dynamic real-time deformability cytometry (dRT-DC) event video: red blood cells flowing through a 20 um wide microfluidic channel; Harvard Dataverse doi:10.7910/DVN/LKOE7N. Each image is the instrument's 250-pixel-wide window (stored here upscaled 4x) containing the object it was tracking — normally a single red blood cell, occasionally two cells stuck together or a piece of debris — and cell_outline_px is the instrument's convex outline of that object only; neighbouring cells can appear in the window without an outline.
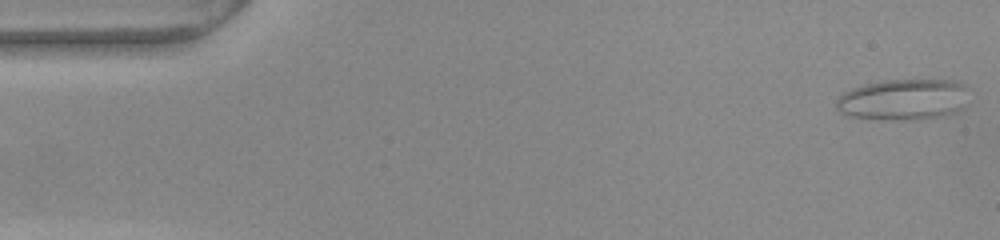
{"species": "common noctule bat (a hibernating species)", "species_latin": "Nyctalus noctula", "temperature_condition": "warm", "stored_images_in_passage": 46, "camera_frame_rate_fps": 3000, "um_per_image_px": 0.085, "animal": {"sex": "female", "body_mass_g": 22.0, "forearm_length_mm": 56.7}, "frame": {"image": 1, "passage_image": 1, "time_ms": 0.0, "image_size_px": [1000, 240], "cell_outline_px": [[968, 88], [964, 108], [956, 112], [944, 116], [912, 120], [884, 120], [848, 116], [840, 112], [836, 108], [836, 100], [844, 92], [852, 88], [864, 84], [884, 80], [960, 80]], "centroid_in_image_um": [76.81, 8.46], "position_along_channel_um": 8.2, "area_um2": 32.25}}
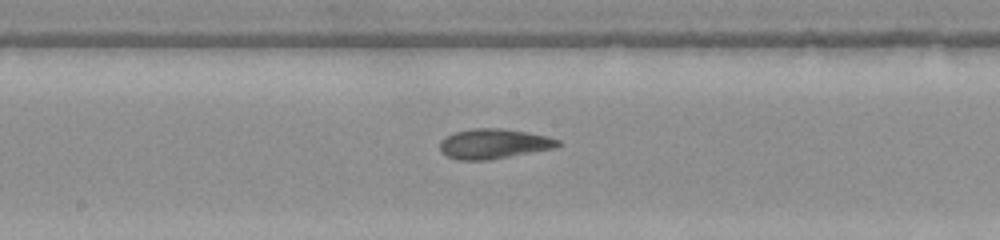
{"frame": {"image": 2, "passage_image": 27, "time_ms": 8.667, "image_size_px": [1000, 240], "cell_outline_px": [[560, 144], [556, 148], [488, 160], [456, 160], [440, 152], [440, 140], [456, 132], [472, 128], [500, 128], [528, 132], [548, 136], [560, 140]], "centroid_in_image_um": [41.98, 12.22], "position_along_channel_um": 206.2, "area_um2": 20.63}}
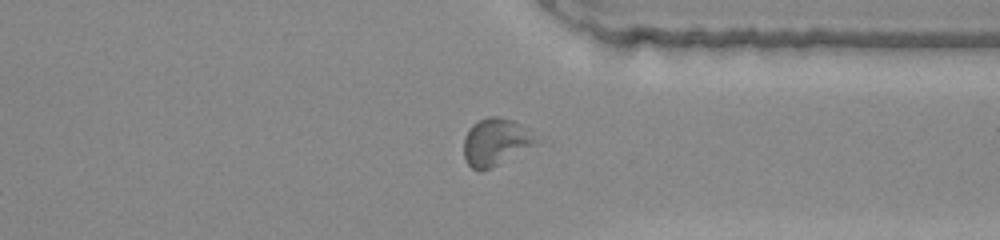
{"frame": {"image": 3, "passage_image": 40, "time_ms": 13.0, "image_size_px": [1000, 240], "cell_outline_px": [[540, 140], [536, 144], [480, 172], [472, 168], [468, 164], [464, 156], [464, 136], [468, 128], [472, 124], [488, 116], [500, 116], [512, 120], [520, 124]], "centroid_in_image_um": [42.09, 12.04], "position_along_channel_um": 369.3, "area_um2": 19.54}}